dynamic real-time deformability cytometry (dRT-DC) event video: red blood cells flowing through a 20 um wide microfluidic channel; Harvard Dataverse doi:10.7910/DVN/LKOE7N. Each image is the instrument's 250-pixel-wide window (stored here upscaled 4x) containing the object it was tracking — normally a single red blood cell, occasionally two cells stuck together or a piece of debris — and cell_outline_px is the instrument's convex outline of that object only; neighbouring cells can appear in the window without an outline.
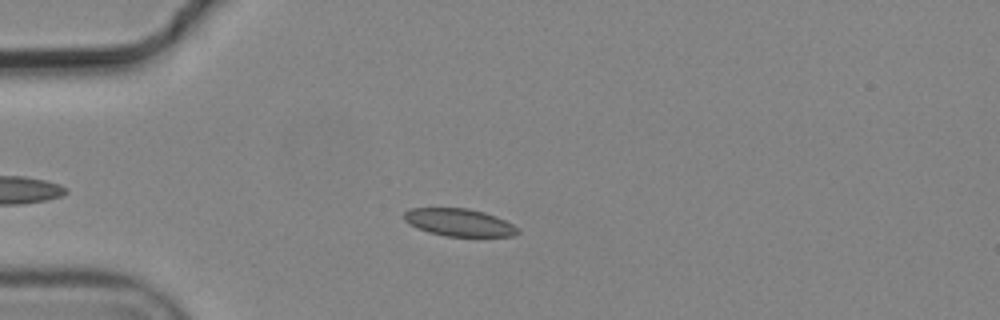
{"species": "common noctule bat (a hibernating species)", "species_latin": "Nyctalus noctula", "temperature_condition": "cold", "stored_images_in_passage": 4, "camera_frame_rate_fps": 3000, "um_per_image_px": 0.085, "animal": {"sex": "male", "body_mass_g": 19.2, "forearm_length_mm": 51.8}, "frame": {"image": 1, "passage_image": 3, "time_ms": 0.667, "image_size_px": [1000, 320], "cell_outline_px": [[520, 232], [512, 236], [448, 236], [428, 232], [408, 224], [404, 220], [404, 212], [412, 208], [468, 208], [484, 212], [496, 216], [512, 224]], "centroid_in_image_um": [39.0, 18.9], "position_along_channel_um": 46.0, "area_um2": 18.09}}